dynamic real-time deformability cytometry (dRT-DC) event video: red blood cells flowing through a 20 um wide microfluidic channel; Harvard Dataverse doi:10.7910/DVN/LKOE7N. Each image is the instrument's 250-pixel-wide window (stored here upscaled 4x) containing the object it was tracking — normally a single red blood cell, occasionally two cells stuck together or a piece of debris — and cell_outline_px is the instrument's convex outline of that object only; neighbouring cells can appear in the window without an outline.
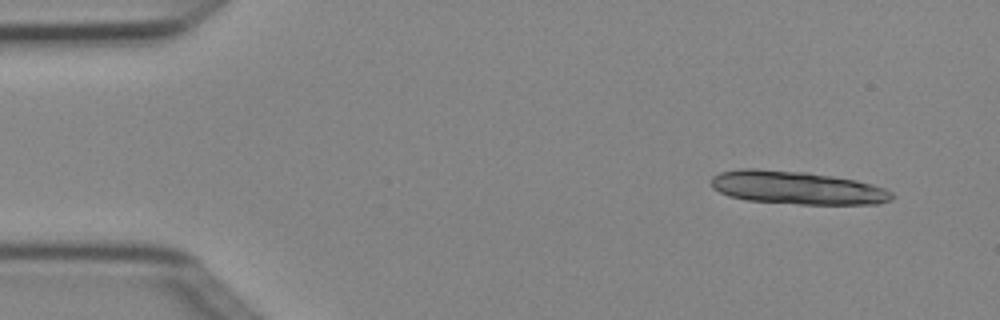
{"species": "Egyptian fruit bat (a non-hibernating species)", "species_latin": "Rousettus aegyptiacus", "temperature_condition": "cold", "stored_images_in_passage": 4, "camera_frame_rate_fps": 3000, "um_per_image_px": 0.085, "animal": {"sex": "female"}, "frame": {"image": 1, "passage_image": 1, "time_ms": 0.0, "image_size_px": [1000, 320], "cell_outline_px": [[896, 196], [892, 200], [880, 204], [800, 204], [748, 200], [728, 196], [712, 188], [712, 176], [720, 172], [740, 168], [756, 168], [808, 172], [856, 180], [872, 184], [884, 188], [892, 192]], "centroid_in_image_um": [67.76, 15.95], "position_along_channel_um": 17.2, "area_um2": 35.14}}